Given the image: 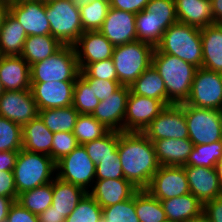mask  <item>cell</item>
<instances>
[{
  "label": "cell",
  "mask_w": 222,
  "mask_h": 222,
  "mask_svg": "<svg viewBox=\"0 0 222 222\" xmlns=\"http://www.w3.org/2000/svg\"><path fill=\"white\" fill-rule=\"evenodd\" d=\"M118 156L124 179L146 189L160 165L153 143L142 132H119Z\"/></svg>",
  "instance_id": "cell-1"
},
{
  "label": "cell",
  "mask_w": 222,
  "mask_h": 222,
  "mask_svg": "<svg viewBox=\"0 0 222 222\" xmlns=\"http://www.w3.org/2000/svg\"><path fill=\"white\" fill-rule=\"evenodd\" d=\"M152 65L163 79L167 91V106L185 103L191 91L197 67L182 59L160 52L156 47Z\"/></svg>",
  "instance_id": "cell-2"
},
{
  "label": "cell",
  "mask_w": 222,
  "mask_h": 222,
  "mask_svg": "<svg viewBox=\"0 0 222 222\" xmlns=\"http://www.w3.org/2000/svg\"><path fill=\"white\" fill-rule=\"evenodd\" d=\"M17 195L52 182L56 162L48 155L19 150L13 168Z\"/></svg>",
  "instance_id": "cell-3"
},
{
  "label": "cell",
  "mask_w": 222,
  "mask_h": 222,
  "mask_svg": "<svg viewBox=\"0 0 222 222\" xmlns=\"http://www.w3.org/2000/svg\"><path fill=\"white\" fill-rule=\"evenodd\" d=\"M156 48L162 53L174 55L197 68L202 66L200 28L177 22L164 32Z\"/></svg>",
  "instance_id": "cell-4"
},
{
  "label": "cell",
  "mask_w": 222,
  "mask_h": 222,
  "mask_svg": "<svg viewBox=\"0 0 222 222\" xmlns=\"http://www.w3.org/2000/svg\"><path fill=\"white\" fill-rule=\"evenodd\" d=\"M80 71L74 46L64 45L52 56L30 66L31 83L75 82Z\"/></svg>",
  "instance_id": "cell-5"
},
{
  "label": "cell",
  "mask_w": 222,
  "mask_h": 222,
  "mask_svg": "<svg viewBox=\"0 0 222 222\" xmlns=\"http://www.w3.org/2000/svg\"><path fill=\"white\" fill-rule=\"evenodd\" d=\"M45 12L50 35L63 45H74L84 32L79 5L74 0H54L45 3Z\"/></svg>",
  "instance_id": "cell-6"
},
{
  "label": "cell",
  "mask_w": 222,
  "mask_h": 222,
  "mask_svg": "<svg viewBox=\"0 0 222 222\" xmlns=\"http://www.w3.org/2000/svg\"><path fill=\"white\" fill-rule=\"evenodd\" d=\"M154 47L141 41L115 46L112 59L122 86H129L152 65Z\"/></svg>",
  "instance_id": "cell-7"
},
{
  "label": "cell",
  "mask_w": 222,
  "mask_h": 222,
  "mask_svg": "<svg viewBox=\"0 0 222 222\" xmlns=\"http://www.w3.org/2000/svg\"><path fill=\"white\" fill-rule=\"evenodd\" d=\"M189 139L194 145L222 140V111L198 108L184 103Z\"/></svg>",
  "instance_id": "cell-8"
},
{
  "label": "cell",
  "mask_w": 222,
  "mask_h": 222,
  "mask_svg": "<svg viewBox=\"0 0 222 222\" xmlns=\"http://www.w3.org/2000/svg\"><path fill=\"white\" fill-rule=\"evenodd\" d=\"M96 165L88 156L83 145L56 162V177L90 191L95 181Z\"/></svg>",
  "instance_id": "cell-9"
},
{
  "label": "cell",
  "mask_w": 222,
  "mask_h": 222,
  "mask_svg": "<svg viewBox=\"0 0 222 222\" xmlns=\"http://www.w3.org/2000/svg\"><path fill=\"white\" fill-rule=\"evenodd\" d=\"M187 105L222 111V73L206 68L196 69Z\"/></svg>",
  "instance_id": "cell-10"
},
{
  "label": "cell",
  "mask_w": 222,
  "mask_h": 222,
  "mask_svg": "<svg viewBox=\"0 0 222 222\" xmlns=\"http://www.w3.org/2000/svg\"><path fill=\"white\" fill-rule=\"evenodd\" d=\"M152 143L161 139L189 138L184 103L169 105L142 132Z\"/></svg>",
  "instance_id": "cell-11"
},
{
  "label": "cell",
  "mask_w": 222,
  "mask_h": 222,
  "mask_svg": "<svg viewBox=\"0 0 222 222\" xmlns=\"http://www.w3.org/2000/svg\"><path fill=\"white\" fill-rule=\"evenodd\" d=\"M146 190L160 201L190 193L184 167L160 166Z\"/></svg>",
  "instance_id": "cell-12"
},
{
  "label": "cell",
  "mask_w": 222,
  "mask_h": 222,
  "mask_svg": "<svg viewBox=\"0 0 222 222\" xmlns=\"http://www.w3.org/2000/svg\"><path fill=\"white\" fill-rule=\"evenodd\" d=\"M165 108L166 105L160 100L136 95L130 91L124 118V132H143Z\"/></svg>",
  "instance_id": "cell-13"
},
{
  "label": "cell",
  "mask_w": 222,
  "mask_h": 222,
  "mask_svg": "<svg viewBox=\"0 0 222 222\" xmlns=\"http://www.w3.org/2000/svg\"><path fill=\"white\" fill-rule=\"evenodd\" d=\"M0 116L21 126L39 116L31 90L5 91L0 96Z\"/></svg>",
  "instance_id": "cell-14"
},
{
  "label": "cell",
  "mask_w": 222,
  "mask_h": 222,
  "mask_svg": "<svg viewBox=\"0 0 222 222\" xmlns=\"http://www.w3.org/2000/svg\"><path fill=\"white\" fill-rule=\"evenodd\" d=\"M9 12L24 28L27 36L50 35V23L43 1H10Z\"/></svg>",
  "instance_id": "cell-15"
},
{
  "label": "cell",
  "mask_w": 222,
  "mask_h": 222,
  "mask_svg": "<svg viewBox=\"0 0 222 222\" xmlns=\"http://www.w3.org/2000/svg\"><path fill=\"white\" fill-rule=\"evenodd\" d=\"M136 14L109 8L100 31L115 46L137 40Z\"/></svg>",
  "instance_id": "cell-16"
},
{
  "label": "cell",
  "mask_w": 222,
  "mask_h": 222,
  "mask_svg": "<svg viewBox=\"0 0 222 222\" xmlns=\"http://www.w3.org/2000/svg\"><path fill=\"white\" fill-rule=\"evenodd\" d=\"M75 82L31 83V93L39 110L72 106Z\"/></svg>",
  "instance_id": "cell-17"
},
{
  "label": "cell",
  "mask_w": 222,
  "mask_h": 222,
  "mask_svg": "<svg viewBox=\"0 0 222 222\" xmlns=\"http://www.w3.org/2000/svg\"><path fill=\"white\" fill-rule=\"evenodd\" d=\"M129 93V86H121L106 100L99 102L92 116L110 131H124V118Z\"/></svg>",
  "instance_id": "cell-18"
},
{
  "label": "cell",
  "mask_w": 222,
  "mask_h": 222,
  "mask_svg": "<svg viewBox=\"0 0 222 222\" xmlns=\"http://www.w3.org/2000/svg\"><path fill=\"white\" fill-rule=\"evenodd\" d=\"M80 70L88 64L112 58L114 46L100 31H84L73 45Z\"/></svg>",
  "instance_id": "cell-19"
},
{
  "label": "cell",
  "mask_w": 222,
  "mask_h": 222,
  "mask_svg": "<svg viewBox=\"0 0 222 222\" xmlns=\"http://www.w3.org/2000/svg\"><path fill=\"white\" fill-rule=\"evenodd\" d=\"M192 193L202 204L222 196L216 168L184 166Z\"/></svg>",
  "instance_id": "cell-20"
},
{
  "label": "cell",
  "mask_w": 222,
  "mask_h": 222,
  "mask_svg": "<svg viewBox=\"0 0 222 222\" xmlns=\"http://www.w3.org/2000/svg\"><path fill=\"white\" fill-rule=\"evenodd\" d=\"M138 190L126 179H101L94 181L88 193L102 208H105L132 198Z\"/></svg>",
  "instance_id": "cell-21"
},
{
  "label": "cell",
  "mask_w": 222,
  "mask_h": 222,
  "mask_svg": "<svg viewBox=\"0 0 222 222\" xmlns=\"http://www.w3.org/2000/svg\"><path fill=\"white\" fill-rule=\"evenodd\" d=\"M0 79L5 91L28 90L30 65L21 55L0 56Z\"/></svg>",
  "instance_id": "cell-22"
},
{
  "label": "cell",
  "mask_w": 222,
  "mask_h": 222,
  "mask_svg": "<svg viewBox=\"0 0 222 222\" xmlns=\"http://www.w3.org/2000/svg\"><path fill=\"white\" fill-rule=\"evenodd\" d=\"M160 166L184 167L194 148L189 139H161L153 142Z\"/></svg>",
  "instance_id": "cell-23"
},
{
  "label": "cell",
  "mask_w": 222,
  "mask_h": 222,
  "mask_svg": "<svg viewBox=\"0 0 222 222\" xmlns=\"http://www.w3.org/2000/svg\"><path fill=\"white\" fill-rule=\"evenodd\" d=\"M202 66L222 73V23H214L201 28Z\"/></svg>",
  "instance_id": "cell-24"
},
{
  "label": "cell",
  "mask_w": 222,
  "mask_h": 222,
  "mask_svg": "<svg viewBox=\"0 0 222 222\" xmlns=\"http://www.w3.org/2000/svg\"><path fill=\"white\" fill-rule=\"evenodd\" d=\"M178 22L197 28L214 24L211 0H174Z\"/></svg>",
  "instance_id": "cell-25"
},
{
  "label": "cell",
  "mask_w": 222,
  "mask_h": 222,
  "mask_svg": "<svg viewBox=\"0 0 222 222\" xmlns=\"http://www.w3.org/2000/svg\"><path fill=\"white\" fill-rule=\"evenodd\" d=\"M168 222H189L203 214V204L192 194L161 200Z\"/></svg>",
  "instance_id": "cell-26"
},
{
  "label": "cell",
  "mask_w": 222,
  "mask_h": 222,
  "mask_svg": "<svg viewBox=\"0 0 222 222\" xmlns=\"http://www.w3.org/2000/svg\"><path fill=\"white\" fill-rule=\"evenodd\" d=\"M53 134L38 116L22 126V149L50 156Z\"/></svg>",
  "instance_id": "cell-27"
},
{
  "label": "cell",
  "mask_w": 222,
  "mask_h": 222,
  "mask_svg": "<svg viewBox=\"0 0 222 222\" xmlns=\"http://www.w3.org/2000/svg\"><path fill=\"white\" fill-rule=\"evenodd\" d=\"M177 22L178 20L157 19L144 9L136 14L137 40L155 48L161 41L164 32Z\"/></svg>",
  "instance_id": "cell-28"
},
{
  "label": "cell",
  "mask_w": 222,
  "mask_h": 222,
  "mask_svg": "<svg viewBox=\"0 0 222 222\" xmlns=\"http://www.w3.org/2000/svg\"><path fill=\"white\" fill-rule=\"evenodd\" d=\"M27 34L8 12L0 26V56L21 55Z\"/></svg>",
  "instance_id": "cell-29"
},
{
  "label": "cell",
  "mask_w": 222,
  "mask_h": 222,
  "mask_svg": "<svg viewBox=\"0 0 222 222\" xmlns=\"http://www.w3.org/2000/svg\"><path fill=\"white\" fill-rule=\"evenodd\" d=\"M87 193L81 187L55 177L51 206L67 218Z\"/></svg>",
  "instance_id": "cell-30"
},
{
  "label": "cell",
  "mask_w": 222,
  "mask_h": 222,
  "mask_svg": "<svg viewBox=\"0 0 222 222\" xmlns=\"http://www.w3.org/2000/svg\"><path fill=\"white\" fill-rule=\"evenodd\" d=\"M64 45L51 35L28 36L21 56L31 66L55 54Z\"/></svg>",
  "instance_id": "cell-31"
},
{
  "label": "cell",
  "mask_w": 222,
  "mask_h": 222,
  "mask_svg": "<svg viewBox=\"0 0 222 222\" xmlns=\"http://www.w3.org/2000/svg\"><path fill=\"white\" fill-rule=\"evenodd\" d=\"M133 94L154 98L167 106V91L158 71L150 65L131 85Z\"/></svg>",
  "instance_id": "cell-32"
},
{
  "label": "cell",
  "mask_w": 222,
  "mask_h": 222,
  "mask_svg": "<svg viewBox=\"0 0 222 222\" xmlns=\"http://www.w3.org/2000/svg\"><path fill=\"white\" fill-rule=\"evenodd\" d=\"M79 116L73 106L39 110V117L52 132H73Z\"/></svg>",
  "instance_id": "cell-33"
},
{
  "label": "cell",
  "mask_w": 222,
  "mask_h": 222,
  "mask_svg": "<svg viewBox=\"0 0 222 222\" xmlns=\"http://www.w3.org/2000/svg\"><path fill=\"white\" fill-rule=\"evenodd\" d=\"M135 210L139 222H167V216L159 199L153 197L146 189L135 193Z\"/></svg>",
  "instance_id": "cell-34"
},
{
  "label": "cell",
  "mask_w": 222,
  "mask_h": 222,
  "mask_svg": "<svg viewBox=\"0 0 222 222\" xmlns=\"http://www.w3.org/2000/svg\"><path fill=\"white\" fill-rule=\"evenodd\" d=\"M16 201L31 213L40 215L52 204L53 181L19 194Z\"/></svg>",
  "instance_id": "cell-35"
},
{
  "label": "cell",
  "mask_w": 222,
  "mask_h": 222,
  "mask_svg": "<svg viewBox=\"0 0 222 222\" xmlns=\"http://www.w3.org/2000/svg\"><path fill=\"white\" fill-rule=\"evenodd\" d=\"M119 132L109 131L105 136L83 144L90 159L95 165L102 159L119 158L118 156Z\"/></svg>",
  "instance_id": "cell-36"
},
{
  "label": "cell",
  "mask_w": 222,
  "mask_h": 222,
  "mask_svg": "<svg viewBox=\"0 0 222 222\" xmlns=\"http://www.w3.org/2000/svg\"><path fill=\"white\" fill-rule=\"evenodd\" d=\"M109 0H92L79 5L81 24L84 31H97L102 27L108 10Z\"/></svg>",
  "instance_id": "cell-37"
},
{
  "label": "cell",
  "mask_w": 222,
  "mask_h": 222,
  "mask_svg": "<svg viewBox=\"0 0 222 222\" xmlns=\"http://www.w3.org/2000/svg\"><path fill=\"white\" fill-rule=\"evenodd\" d=\"M222 158V140L210 144L194 145L185 166L215 168Z\"/></svg>",
  "instance_id": "cell-38"
},
{
  "label": "cell",
  "mask_w": 222,
  "mask_h": 222,
  "mask_svg": "<svg viewBox=\"0 0 222 222\" xmlns=\"http://www.w3.org/2000/svg\"><path fill=\"white\" fill-rule=\"evenodd\" d=\"M110 130L101 124L95 117L87 114H79L75 123L73 134L79 145L100 139Z\"/></svg>",
  "instance_id": "cell-39"
},
{
  "label": "cell",
  "mask_w": 222,
  "mask_h": 222,
  "mask_svg": "<svg viewBox=\"0 0 222 222\" xmlns=\"http://www.w3.org/2000/svg\"><path fill=\"white\" fill-rule=\"evenodd\" d=\"M99 102L90 85L79 76L74 85L72 106L79 114L92 115Z\"/></svg>",
  "instance_id": "cell-40"
},
{
  "label": "cell",
  "mask_w": 222,
  "mask_h": 222,
  "mask_svg": "<svg viewBox=\"0 0 222 222\" xmlns=\"http://www.w3.org/2000/svg\"><path fill=\"white\" fill-rule=\"evenodd\" d=\"M99 222H139L135 210V194L130 199L102 208Z\"/></svg>",
  "instance_id": "cell-41"
},
{
  "label": "cell",
  "mask_w": 222,
  "mask_h": 222,
  "mask_svg": "<svg viewBox=\"0 0 222 222\" xmlns=\"http://www.w3.org/2000/svg\"><path fill=\"white\" fill-rule=\"evenodd\" d=\"M22 149V126L0 116V151Z\"/></svg>",
  "instance_id": "cell-42"
},
{
  "label": "cell",
  "mask_w": 222,
  "mask_h": 222,
  "mask_svg": "<svg viewBox=\"0 0 222 222\" xmlns=\"http://www.w3.org/2000/svg\"><path fill=\"white\" fill-rule=\"evenodd\" d=\"M101 217L102 207L87 193L65 222H99Z\"/></svg>",
  "instance_id": "cell-43"
},
{
  "label": "cell",
  "mask_w": 222,
  "mask_h": 222,
  "mask_svg": "<svg viewBox=\"0 0 222 222\" xmlns=\"http://www.w3.org/2000/svg\"><path fill=\"white\" fill-rule=\"evenodd\" d=\"M82 78H98L100 80L118 81L117 72L112 58L88 64L80 71Z\"/></svg>",
  "instance_id": "cell-44"
},
{
  "label": "cell",
  "mask_w": 222,
  "mask_h": 222,
  "mask_svg": "<svg viewBox=\"0 0 222 222\" xmlns=\"http://www.w3.org/2000/svg\"><path fill=\"white\" fill-rule=\"evenodd\" d=\"M77 146L79 144L73 132H56L53 134L50 157L57 162L70 154Z\"/></svg>",
  "instance_id": "cell-45"
},
{
  "label": "cell",
  "mask_w": 222,
  "mask_h": 222,
  "mask_svg": "<svg viewBox=\"0 0 222 222\" xmlns=\"http://www.w3.org/2000/svg\"><path fill=\"white\" fill-rule=\"evenodd\" d=\"M124 179V173L119 158L102 159L96 165L95 180Z\"/></svg>",
  "instance_id": "cell-46"
},
{
  "label": "cell",
  "mask_w": 222,
  "mask_h": 222,
  "mask_svg": "<svg viewBox=\"0 0 222 222\" xmlns=\"http://www.w3.org/2000/svg\"><path fill=\"white\" fill-rule=\"evenodd\" d=\"M145 10L157 19L178 20L174 0H150Z\"/></svg>",
  "instance_id": "cell-47"
},
{
  "label": "cell",
  "mask_w": 222,
  "mask_h": 222,
  "mask_svg": "<svg viewBox=\"0 0 222 222\" xmlns=\"http://www.w3.org/2000/svg\"><path fill=\"white\" fill-rule=\"evenodd\" d=\"M93 90L95 96L99 101L106 100V98L115 93L122 85L119 81L100 80L98 78H83Z\"/></svg>",
  "instance_id": "cell-48"
},
{
  "label": "cell",
  "mask_w": 222,
  "mask_h": 222,
  "mask_svg": "<svg viewBox=\"0 0 222 222\" xmlns=\"http://www.w3.org/2000/svg\"><path fill=\"white\" fill-rule=\"evenodd\" d=\"M6 222H39L38 216L15 201L9 210Z\"/></svg>",
  "instance_id": "cell-49"
},
{
  "label": "cell",
  "mask_w": 222,
  "mask_h": 222,
  "mask_svg": "<svg viewBox=\"0 0 222 222\" xmlns=\"http://www.w3.org/2000/svg\"><path fill=\"white\" fill-rule=\"evenodd\" d=\"M150 0H109L111 8L137 14L143 11Z\"/></svg>",
  "instance_id": "cell-50"
},
{
  "label": "cell",
  "mask_w": 222,
  "mask_h": 222,
  "mask_svg": "<svg viewBox=\"0 0 222 222\" xmlns=\"http://www.w3.org/2000/svg\"><path fill=\"white\" fill-rule=\"evenodd\" d=\"M0 196L10 197L17 200L18 195L13 171H0Z\"/></svg>",
  "instance_id": "cell-51"
},
{
  "label": "cell",
  "mask_w": 222,
  "mask_h": 222,
  "mask_svg": "<svg viewBox=\"0 0 222 222\" xmlns=\"http://www.w3.org/2000/svg\"><path fill=\"white\" fill-rule=\"evenodd\" d=\"M203 214L210 222H222V196L204 203Z\"/></svg>",
  "instance_id": "cell-52"
},
{
  "label": "cell",
  "mask_w": 222,
  "mask_h": 222,
  "mask_svg": "<svg viewBox=\"0 0 222 222\" xmlns=\"http://www.w3.org/2000/svg\"><path fill=\"white\" fill-rule=\"evenodd\" d=\"M19 151H0V171H13Z\"/></svg>",
  "instance_id": "cell-53"
},
{
  "label": "cell",
  "mask_w": 222,
  "mask_h": 222,
  "mask_svg": "<svg viewBox=\"0 0 222 222\" xmlns=\"http://www.w3.org/2000/svg\"><path fill=\"white\" fill-rule=\"evenodd\" d=\"M38 220L39 222H65L66 217L50 206L38 215Z\"/></svg>",
  "instance_id": "cell-54"
},
{
  "label": "cell",
  "mask_w": 222,
  "mask_h": 222,
  "mask_svg": "<svg viewBox=\"0 0 222 222\" xmlns=\"http://www.w3.org/2000/svg\"><path fill=\"white\" fill-rule=\"evenodd\" d=\"M15 201L14 198L0 196V222H6L10 207Z\"/></svg>",
  "instance_id": "cell-55"
},
{
  "label": "cell",
  "mask_w": 222,
  "mask_h": 222,
  "mask_svg": "<svg viewBox=\"0 0 222 222\" xmlns=\"http://www.w3.org/2000/svg\"><path fill=\"white\" fill-rule=\"evenodd\" d=\"M213 21L222 23V0H211Z\"/></svg>",
  "instance_id": "cell-56"
},
{
  "label": "cell",
  "mask_w": 222,
  "mask_h": 222,
  "mask_svg": "<svg viewBox=\"0 0 222 222\" xmlns=\"http://www.w3.org/2000/svg\"><path fill=\"white\" fill-rule=\"evenodd\" d=\"M9 3L10 0H0V26L2 25L6 14L9 12Z\"/></svg>",
  "instance_id": "cell-57"
},
{
  "label": "cell",
  "mask_w": 222,
  "mask_h": 222,
  "mask_svg": "<svg viewBox=\"0 0 222 222\" xmlns=\"http://www.w3.org/2000/svg\"><path fill=\"white\" fill-rule=\"evenodd\" d=\"M215 168H216V171H217L219 184H220V187H221V190H222V158L218 161Z\"/></svg>",
  "instance_id": "cell-58"
},
{
  "label": "cell",
  "mask_w": 222,
  "mask_h": 222,
  "mask_svg": "<svg viewBox=\"0 0 222 222\" xmlns=\"http://www.w3.org/2000/svg\"><path fill=\"white\" fill-rule=\"evenodd\" d=\"M189 222H210V221L204 214H202L201 216L194 218Z\"/></svg>",
  "instance_id": "cell-59"
},
{
  "label": "cell",
  "mask_w": 222,
  "mask_h": 222,
  "mask_svg": "<svg viewBox=\"0 0 222 222\" xmlns=\"http://www.w3.org/2000/svg\"><path fill=\"white\" fill-rule=\"evenodd\" d=\"M78 5L83 4V3H88L92 0H74Z\"/></svg>",
  "instance_id": "cell-60"
},
{
  "label": "cell",
  "mask_w": 222,
  "mask_h": 222,
  "mask_svg": "<svg viewBox=\"0 0 222 222\" xmlns=\"http://www.w3.org/2000/svg\"><path fill=\"white\" fill-rule=\"evenodd\" d=\"M5 92V89H4V86L1 82V79H0V96Z\"/></svg>",
  "instance_id": "cell-61"
},
{
  "label": "cell",
  "mask_w": 222,
  "mask_h": 222,
  "mask_svg": "<svg viewBox=\"0 0 222 222\" xmlns=\"http://www.w3.org/2000/svg\"><path fill=\"white\" fill-rule=\"evenodd\" d=\"M13 2H22V1H32V0H10ZM34 1H43V0H34Z\"/></svg>",
  "instance_id": "cell-62"
},
{
  "label": "cell",
  "mask_w": 222,
  "mask_h": 222,
  "mask_svg": "<svg viewBox=\"0 0 222 222\" xmlns=\"http://www.w3.org/2000/svg\"><path fill=\"white\" fill-rule=\"evenodd\" d=\"M51 1H54V0H43L44 3H48V2H51Z\"/></svg>",
  "instance_id": "cell-63"
}]
</instances>
